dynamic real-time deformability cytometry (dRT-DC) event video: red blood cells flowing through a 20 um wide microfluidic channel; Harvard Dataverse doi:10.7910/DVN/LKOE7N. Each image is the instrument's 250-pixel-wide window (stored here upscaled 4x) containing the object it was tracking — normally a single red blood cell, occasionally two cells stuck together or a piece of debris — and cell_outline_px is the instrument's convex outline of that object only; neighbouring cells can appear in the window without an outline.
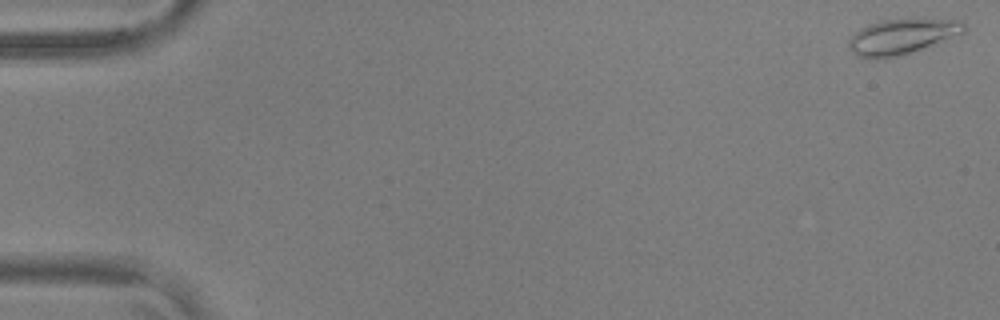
{"species": "common noctule bat (a hibernating species)", "species_latin": "Nyctalus noctula", "temperature_condition": "warm", "stored_images_in_passage": 55, "camera_frame_rate_fps": 3000, "um_per_image_px": 0.085, "animal": {"sex": "male", "body_mass_g": 17.9, "forearm_length_mm": 54.2}, "frame": {"image": 1, "passage_image": 1, "time_ms": 0.0, "image_size_px": [1000, 320], "cell_outline_px": [[964, 32], [920, 48], [896, 56], [876, 60], [860, 56], [848, 48], [848, 40], [860, 28], [868, 24], [884, 20], [956, 20], [964, 24]], "centroid_in_image_um": [76.55, 3.12], "position_along_channel_um": 8.4, "area_um2": 22.66}}
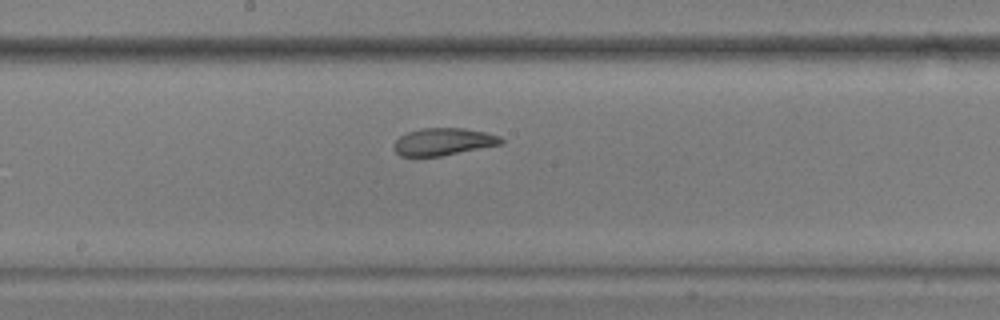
{"frame": {"image": 2, "passage_image": 30, "time_ms": 9.667, "image_size_px": [1000, 320], "cell_outline_px": [[504, 144], [440, 156], [400, 156], [392, 148], [396, 140], [400, 136], [408, 132], [420, 128], [464, 128], [484, 132], [500, 136], [504, 140]], "centroid_in_image_um": [37.69, 12.04], "position_along_channel_um": 210.5, "area_um2": 17.11}}
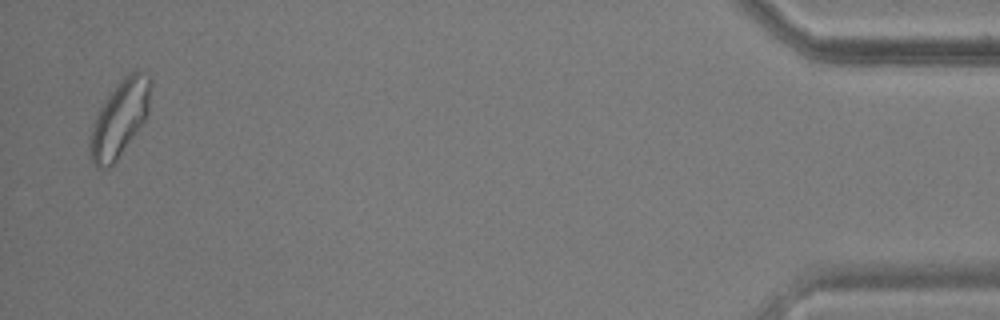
{"frame": {"image": 3, "passage_image": 54, "time_ms": 17.667, "image_size_px": [1000, 320], "cell_outline_px": [[152, 80], [148, 112], [144, 120], [136, 132], [116, 160], [108, 168], [96, 168], [88, 156], [88, 144], [92, 128], [96, 116], [104, 100], [120, 80], [128, 72], [136, 68], [148, 76]], "centroid_in_image_um": [10.15, 10.06], "position_along_channel_um": 425.0, "area_um2": 26.88}, "authors_computed_cell_mechanics": {"area_um2": 19.4786, "velocity_mm_per_s": 3.6758, "shape_relaxation_time_tau1_ms": 6.3701, "shape_relaxation_time_tau2_ms": 1.795, "deformation_change_tau1": 0.1692, "deformation_change_tau2": 0.0877}}